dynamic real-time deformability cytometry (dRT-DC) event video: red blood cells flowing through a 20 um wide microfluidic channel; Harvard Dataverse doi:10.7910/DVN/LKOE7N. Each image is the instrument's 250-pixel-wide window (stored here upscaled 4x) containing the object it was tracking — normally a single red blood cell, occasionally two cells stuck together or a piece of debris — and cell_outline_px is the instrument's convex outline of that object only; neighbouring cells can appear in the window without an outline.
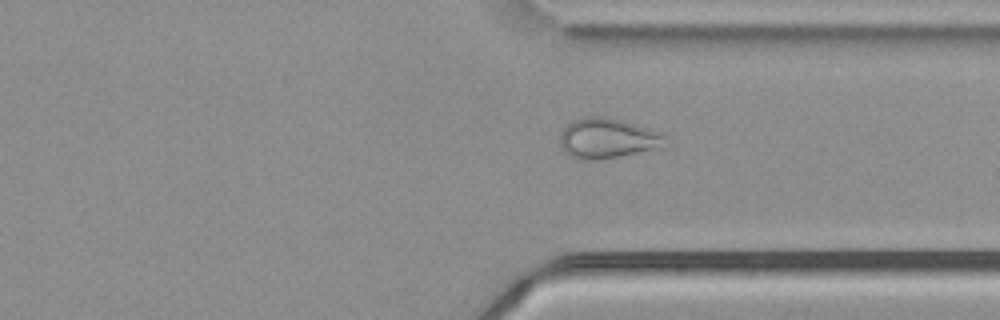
{"species": "common noctule bat (a hibernating species)", "species_latin": "Nyctalus noctula", "temperature_condition": "cold", "stored_images_in_passage": 55, "camera_frame_rate_fps": 3000, "um_per_image_px": 0.085, "animal": {"sex": "male", "body_mass_g": 21.5, "forearm_length_mm": 52.0}, "frame": {"image": 1, "passage_image": 41, "time_ms": 13.333, "image_size_px": [1000, 320], "cell_outline_px": [[672, 144], [664, 148], [600, 160], [576, 160], [564, 152], [560, 144], [560, 136], [564, 128], [572, 120], [584, 116], [604, 116], [620, 120], [664, 132]], "centroid_in_image_um": [51.73, 11.78], "position_along_channel_um": 359.7, "area_um2": 25.55}}
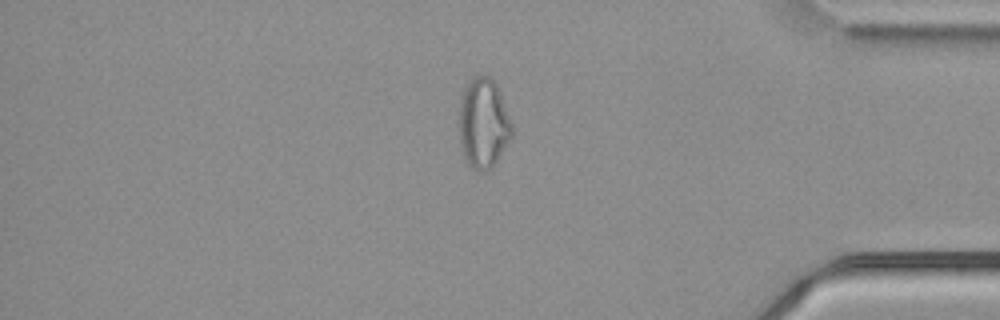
{"frame": {"image": 2, "passage_image": 46, "time_ms": 15.0, "image_size_px": [1000, 320], "cell_outline_px": [[512, 136], [496, 160], [484, 172], [480, 172], [472, 168], [464, 156], [460, 148], [460, 96], [464, 88], [472, 76], [480, 72], [492, 76], [496, 84], [512, 124]], "centroid_in_image_um": [41.07, 10.4], "position_along_channel_um": 394.1, "area_um2": 27.63}, "authors_computed_cell_mechanics": {"area_um2": 27.6284, "velocity_mm_per_s": 3.74, "shape_relaxation_time_tau1_ms": null, "shape_relaxation_time_tau2_ms": 2.4142, "deformation_change_tau1": null, "deformation_change_tau2": 0.0918}}